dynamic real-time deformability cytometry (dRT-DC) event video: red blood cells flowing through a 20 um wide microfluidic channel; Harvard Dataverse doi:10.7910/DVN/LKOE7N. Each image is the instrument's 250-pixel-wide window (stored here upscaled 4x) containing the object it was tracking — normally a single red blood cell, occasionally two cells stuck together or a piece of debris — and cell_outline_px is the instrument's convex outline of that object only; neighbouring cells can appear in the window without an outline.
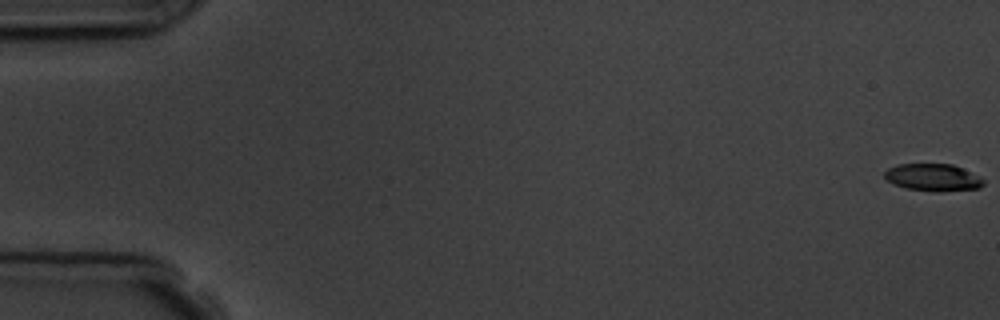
{"species": "common noctule bat (a hibernating species)", "species_latin": "Nyctalus noctula", "temperature_condition": "room temperature", "stored_images_in_passage": 6, "camera_frame_rate_fps": 3000, "um_per_image_px": 0.085, "animal": {"sex": "male", "body_mass_g": 19.5, "forearm_length_mm": 54.6}, "frame": {"image": 1, "passage_image": 1, "time_ms": 0.0, "image_size_px": [1000, 320], "cell_outline_px": [[984, 184], [980, 188], [936, 192], [904, 188], [892, 184], [884, 176], [884, 172], [888, 168], [896, 164], [952, 164], [964, 168], [980, 176], [984, 180]], "centroid_in_image_um": [79.31, 15.08], "position_along_channel_um": 5.7, "area_um2": 15.95}}
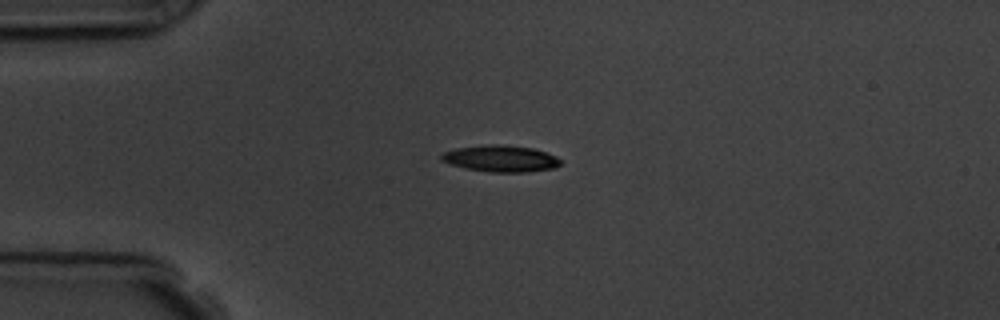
{"frame": {"image": 2, "passage_image": 5, "time_ms": 4.667, "image_size_px": [1000, 320], "cell_outline_px": [[560, 164], [556, 168], [528, 172], [488, 172], [464, 168], [440, 160], [440, 156], [444, 152], [456, 148], [492, 144], [500, 144], [532, 148], [556, 156], [560, 160]], "centroid_in_image_um": [42.56, 13.49], "position_along_channel_um": 42.4, "area_um2": 18.38}}